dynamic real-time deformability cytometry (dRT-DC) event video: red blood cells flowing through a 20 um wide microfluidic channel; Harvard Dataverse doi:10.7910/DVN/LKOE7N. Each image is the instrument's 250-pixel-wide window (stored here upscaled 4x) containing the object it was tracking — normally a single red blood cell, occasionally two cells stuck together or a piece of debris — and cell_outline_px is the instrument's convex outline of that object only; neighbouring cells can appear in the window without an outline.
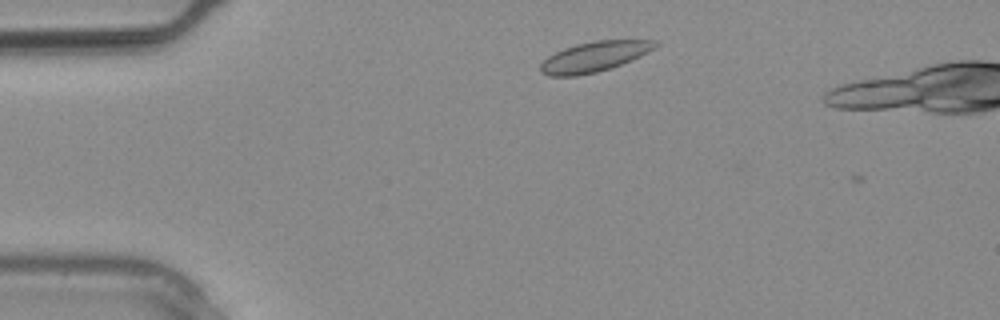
{"species": "common noctule bat (a hibernating species)", "species_latin": "Nyctalus noctula", "temperature_condition": "warm", "stored_images_in_passage": 3, "camera_frame_rate_fps": 3000, "um_per_image_px": 0.085, "animal": {"sex": "male", "body_mass_g": 20.4}, "frame": {"image": 1, "passage_image": 1, "time_ms": 0.0, "image_size_px": [1000, 320], "cell_outline_px": [[660, 44], [648, 52], [640, 56], [620, 64], [596, 72], [576, 76], [548, 76], [540, 72], [540, 64], [548, 56], [564, 48], [576, 44], [596, 40], [656, 40]], "centroid_in_image_um": [50.5, 4.81], "position_along_channel_um": 34.5, "area_um2": 20.0}}